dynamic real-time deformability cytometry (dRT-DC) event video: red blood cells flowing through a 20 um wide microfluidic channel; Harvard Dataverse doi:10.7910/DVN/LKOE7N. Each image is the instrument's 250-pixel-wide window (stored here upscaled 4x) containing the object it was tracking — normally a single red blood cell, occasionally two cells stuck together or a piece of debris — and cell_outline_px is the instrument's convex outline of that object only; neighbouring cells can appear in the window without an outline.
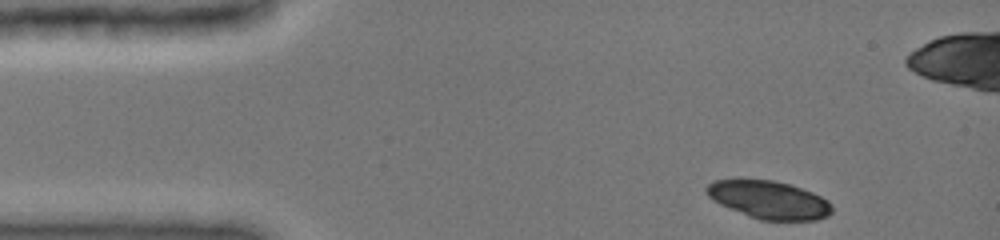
{"species": "common noctule bat (a hibernating species)", "species_latin": "Nyctalus noctula", "temperature_condition": "cold", "stored_images_in_passage": 40, "camera_frame_rate_fps": 3000, "um_per_image_px": 0.085, "animal": {"sex": "female", "body_mass_g": 19.0, "forearm_length_mm": 51.5}, "frame": {"image": 1, "passage_image": 1, "time_ms": 0.0, "image_size_px": [1000, 240], "cell_outline_px": [[832, 212], [828, 216], [816, 220], [760, 220], [748, 216], [720, 204], [712, 200], [708, 196], [704, 188], [712, 180], [732, 176], [736, 176], [772, 180], [792, 184], [812, 192], [828, 200], [832, 204]], "centroid_in_image_um": [65.29, 16.93], "position_along_channel_um": 19.7, "area_um2": 28.73}}